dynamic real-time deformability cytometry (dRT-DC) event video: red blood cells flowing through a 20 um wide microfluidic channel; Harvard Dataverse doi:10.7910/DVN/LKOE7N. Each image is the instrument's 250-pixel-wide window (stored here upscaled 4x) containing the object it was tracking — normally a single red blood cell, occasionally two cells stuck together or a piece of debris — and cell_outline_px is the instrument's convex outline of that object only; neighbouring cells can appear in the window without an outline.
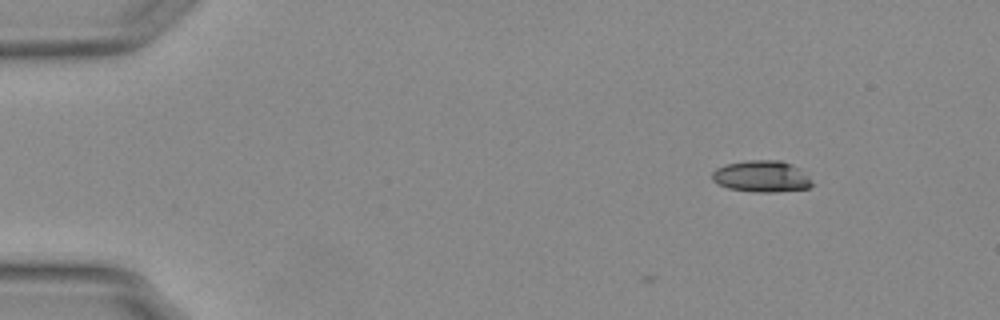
{"species": "Egyptian fruit bat (a non-hibernating species)", "species_latin": "Rousettus aegyptiacus", "temperature_condition": "warm", "stored_images_in_passage": 2, "camera_frame_rate_fps": 3000, "um_per_image_px": 0.085, "animal": {"sex": "female"}, "frame": {"image": 1, "passage_image": 2, "time_ms": 0.333, "image_size_px": [1000, 320], "cell_outline_px": [[816, 184], [808, 188], [776, 192], [752, 192], [728, 188], [712, 180], [712, 172], [716, 168], [724, 164], [748, 160], [780, 160], [792, 164], [800, 168]], "centroid_in_image_um": [64.76, 14.99], "position_along_channel_um": 20.2, "area_um2": 18.61}}